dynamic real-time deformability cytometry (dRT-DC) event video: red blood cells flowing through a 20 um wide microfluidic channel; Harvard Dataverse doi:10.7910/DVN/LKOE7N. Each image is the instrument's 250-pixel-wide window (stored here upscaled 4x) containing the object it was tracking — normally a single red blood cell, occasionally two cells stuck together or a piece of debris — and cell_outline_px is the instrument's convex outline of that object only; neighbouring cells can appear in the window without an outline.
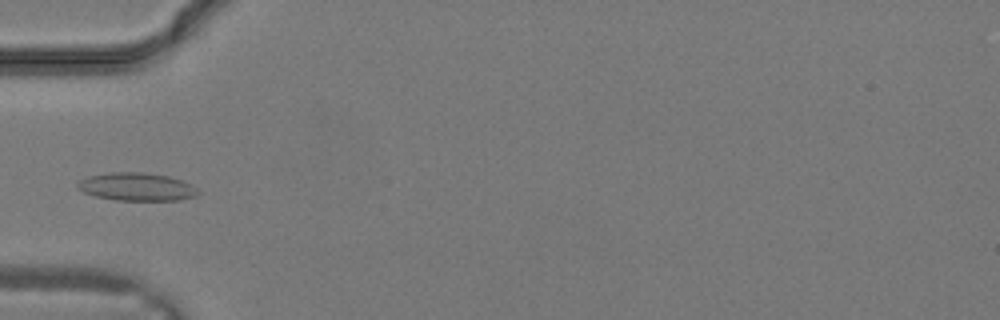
{"species": "common noctule bat (a hibernating species)", "species_latin": "Nyctalus noctula", "temperature_condition": "warm", "stored_images_in_passage": 8, "camera_frame_rate_fps": 3000, "um_per_image_px": 0.085, "animal": {"sex": "male", "body_mass_g": 19.2, "forearm_length_mm": 51.8}, "frame": {"image": 1, "passage_image": 5, "time_ms": 1.333, "image_size_px": [1000, 320], "cell_outline_px": [[200, 192], [196, 196], [180, 200], [116, 200], [96, 196], [84, 192], [76, 188], [76, 184], [80, 180], [88, 176], [108, 172], [144, 172], [168, 176], [192, 184]], "centroid_in_image_um": [11.61, 15.87], "position_along_channel_um": 73.4, "area_um2": 19.71}}
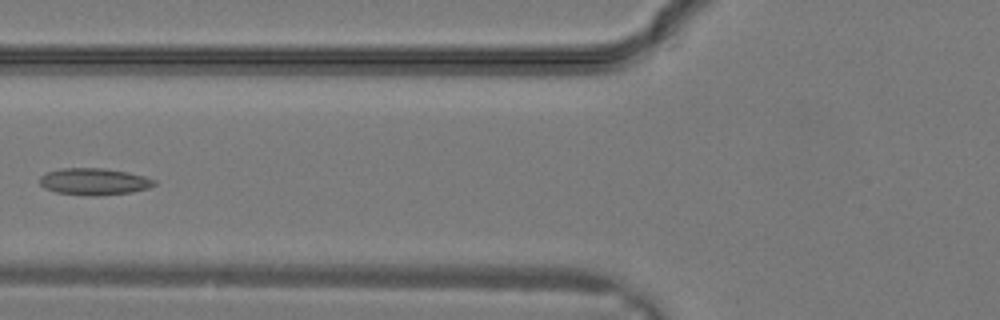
{"frame": {"image": 2, "passage_image": 7, "time_ms": 2.0, "image_size_px": [1000, 320], "cell_outline_px": [[156, 184], [148, 188], [132, 192], [96, 196], [92, 196], [56, 192], [44, 188], [40, 184], [40, 176], [48, 172], [60, 168], [100, 168], [128, 172], [144, 176], [156, 180]], "centroid_in_image_um": [8.0, 15.43], "position_along_channel_um": 117.8, "area_um2": 17.86}}